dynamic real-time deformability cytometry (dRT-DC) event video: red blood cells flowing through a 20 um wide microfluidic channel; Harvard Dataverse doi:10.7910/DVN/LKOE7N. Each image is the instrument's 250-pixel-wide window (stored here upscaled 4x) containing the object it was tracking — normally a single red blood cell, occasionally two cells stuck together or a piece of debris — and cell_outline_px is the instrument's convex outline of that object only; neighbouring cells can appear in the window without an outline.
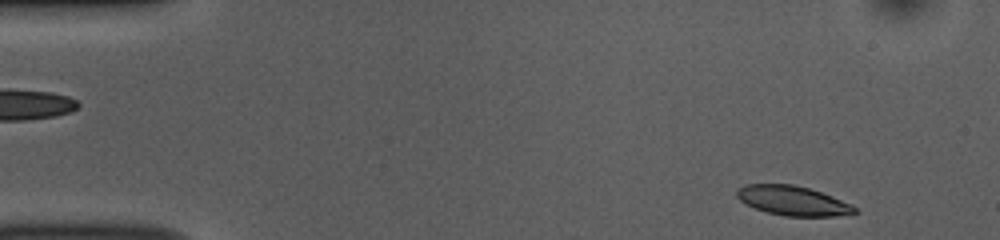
{"species": "common noctule bat (a hibernating species)", "species_latin": "Nyctalus noctula", "temperature_condition": "room temperature", "stored_images_in_passage": 49, "camera_frame_rate_fps": 3000, "um_per_image_px": 0.085, "animal": {"sex": "female", "body_mass_g": 10.0, "forearm_length_mm": 53.1}, "frame": {"image": 1, "passage_image": 2, "time_ms": 0.333, "image_size_px": [1000, 240], "cell_outline_px": [[860, 212], [852, 216], [784, 216], [768, 212], [756, 208], [740, 200], [736, 196], [736, 188], [744, 184], [792, 184], [808, 188], [832, 196], [852, 204]], "centroid_in_image_um": [67.45, 17.07], "position_along_channel_um": 17.6, "area_um2": 20.46}}
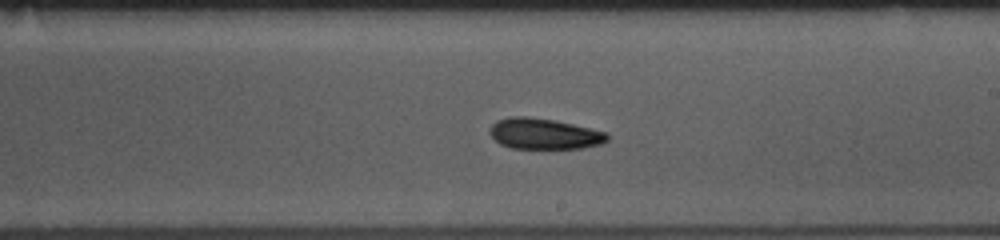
{"frame": {"image": 2, "passage_image": 27, "time_ms": 8.667, "image_size_px": [1000, 240], "cell_outline_px": [[608, 140], [600, 144], [584, 148], [512, 148], [500, 144], [488, 132], [492, 124], [496, 120], [508, 116], [524, 116], [552, 120], [572, 124], [608, 132]], "centroid_in_image_um": [46.24, 11.37], "position_along_channel_um": 242.8, "area_um2": 21.04}}
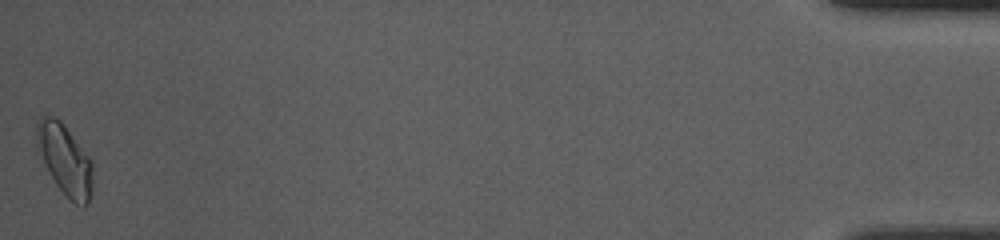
{"frame": {"image": 3, "passage_image": 49, "time_ms": 16.0, "image_size_px": [1000, 240], "cell_outline_px": [[92, 192], [88, 204], [84, 208], [68, 200], [64, 196], [48, 172], [36, 152], [36, 124], [40, 116], [48, 112], [60, 120], [64, 124], [88, 156], [92, 164]], "centroid_in_image_um": [5.47, 13.57], "position_along_channel_um": 429.7, "area_um2": 23.76}, "authors_computed_cell_mechanics": {"area_um2": 21.0392, "velocity_mm_per_s": 3.8278, "shape_relaxation_time_tau1_ms": 6.6234, "shape_relaxation_time_tau2_ms": 5.4137, "deformation_change_tau1": 0.1458, "deformation_change_tau2": 0.1173}}